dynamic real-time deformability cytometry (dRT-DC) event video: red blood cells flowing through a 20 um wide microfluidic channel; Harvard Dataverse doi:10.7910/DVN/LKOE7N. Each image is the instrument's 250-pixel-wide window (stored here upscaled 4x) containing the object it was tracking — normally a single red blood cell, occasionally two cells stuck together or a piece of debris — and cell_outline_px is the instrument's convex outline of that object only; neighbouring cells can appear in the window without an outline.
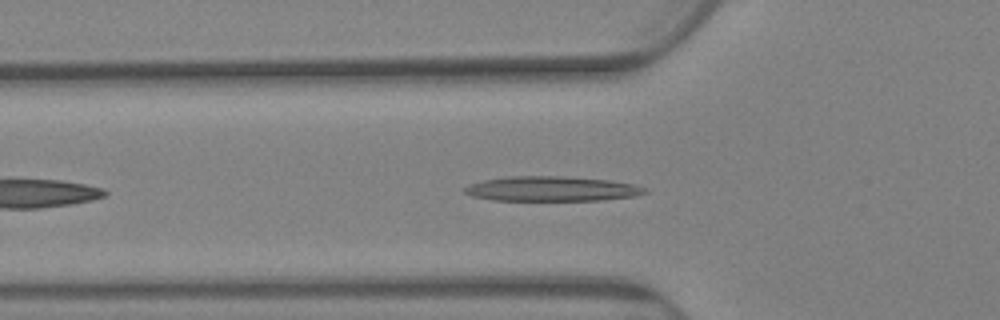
{"species": "Egyptian fruit bat (a non-hibernating species)", "species_latin": "Rousettus aegyptiacus", "temperature_condition": "warm", "stored_images_in_passage": 27, "camera_frame_rate_fps": 3000, "um_per_image_px": 0.085, "animal": {"sex": "female"}, "frame": {"image": 1, "passage_image": 10, "time_ms": 3.0, "image_size_px": [1000, 320], "cell_outline_px": [[648, 192], [636, 196], [604, 200], [492, 200], [472, 196], [464, 192], [464, 188], [468, 184], [484, 180], [508, 176], [560, 176], [608, 180], [636, 184], [648, 188]], "centroid_in_image_um": [46.93, 16.05], "position_along_channel_um": 78.9, "area_um2": 26.18}}
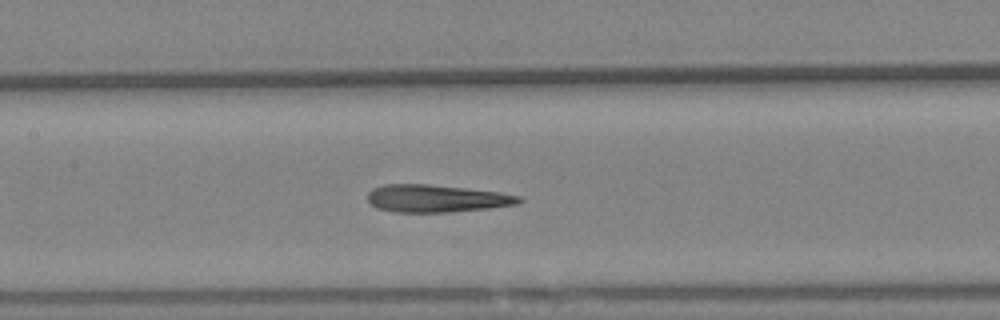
{"frame": {"image": 2, "passage_image": 21, "time_ms": 6.667, "image_size_px": [1000, 320], "cell_outline_px": [[524, 200], [516, 204], [488, 208], [448, 212], [396, 212], [376, 208], [368, 200], [368, 192], [372, 188], [384, 184], [424, 184], [464, 188], [500, 192], [520, 196]], "centroid_in_image_um": [37.07, 16.87], "position_along_channel_um": 170.3, "area_um2": 24.1}}
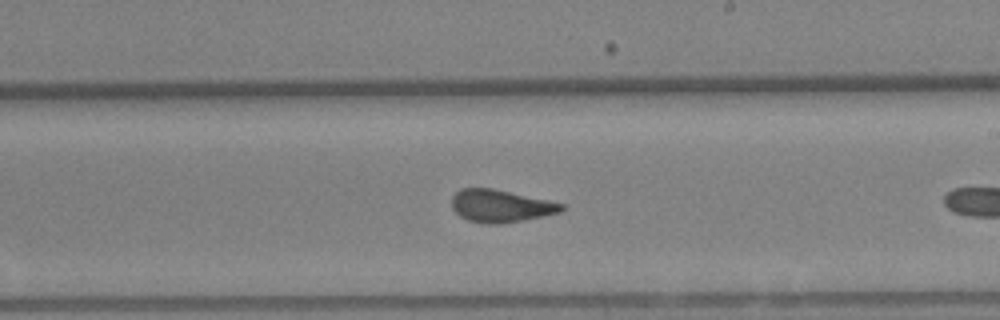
{"frame": {"image": 3, "passage_image": 25, "time_ms": 8.0, "image_size_px": [1000, 320], "cell_outline_px": [[564, 208], [560, 212], [524, 220], [500, 224], [488, 224], [468, 220], [460, 216], [452, 208], [452, 196], [460, 188], [492, 188], [548, 200], [564, 204]], "centroid_in_image_um": [42.53, 17.5], "position_along_channel_um": 246.5, "area_um2": 20.69}}